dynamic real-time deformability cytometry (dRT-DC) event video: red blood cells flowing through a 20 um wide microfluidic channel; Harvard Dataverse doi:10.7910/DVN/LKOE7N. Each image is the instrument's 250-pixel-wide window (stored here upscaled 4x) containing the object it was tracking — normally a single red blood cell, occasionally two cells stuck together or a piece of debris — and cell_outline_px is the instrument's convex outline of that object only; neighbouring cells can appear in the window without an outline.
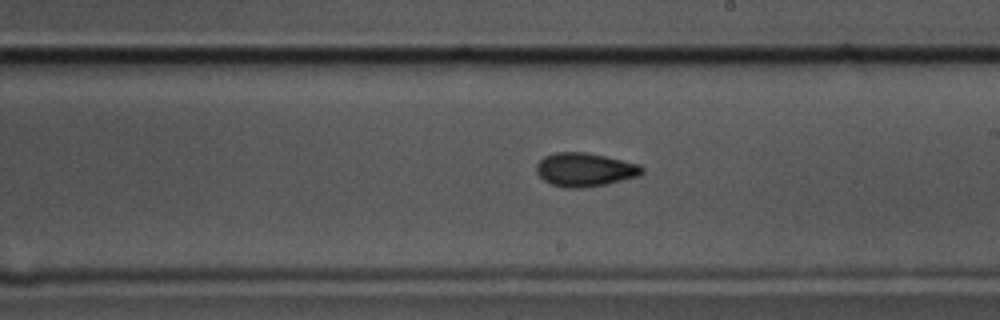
{"species": "common noctule bat (a hibernating species)", "species_latin": "Nyctalus noctula", "temperature_condition": "cold", "stored_images_in_passage": 44, "camera_frame_rate_fps": 3000, "um_per_image_px": 0.085, "animal": {"sex": "male", "body_mass_g": 17.5, "forearm_length_mm": 52.3}, "frame": {"image": 1, "passage_image": 20, "time_ms": 6.333, "image_size_px": [1000, 320], "cell_outline_px": [[644, 172], [640, 176], [604, 184], [584, 188], [564, 188], [552, 184], [544, 180], [536, 172], [536, 164], [544, 156], [556, 152], [588, 152], [640, 164], [644, 168]], "centroid_in_image_um": [49.72, 14.41], "position_along_channel_um": 239.3, "area_um2": 20.81}}
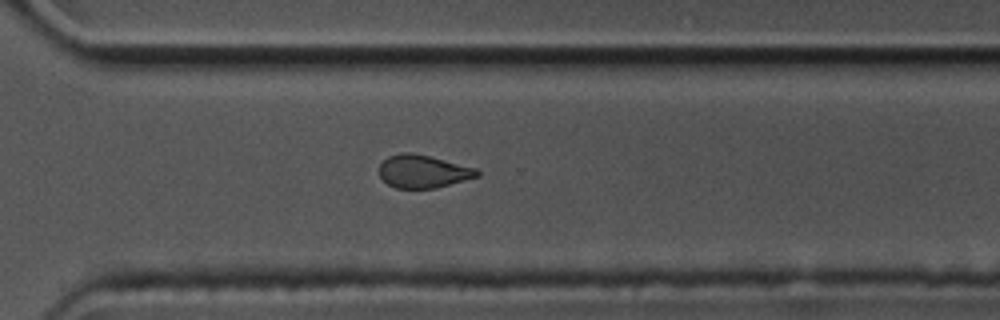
{"frame": {"image": 2, "passage_image": 28, "time_ms": 9.0, "image_size_px": [1000, 320], "cell_outline_px": [[480, 176], [436, 188], [396, 188], [388, 184], [380, 176], [380, 164], [388, 156], [404, 152], [412, 152], [476, 168], [480, 172]], "centroid_in_image_um": [35.97, 14.57], "position_along_channel_um": 334.6, "area_um2": 18.61}}
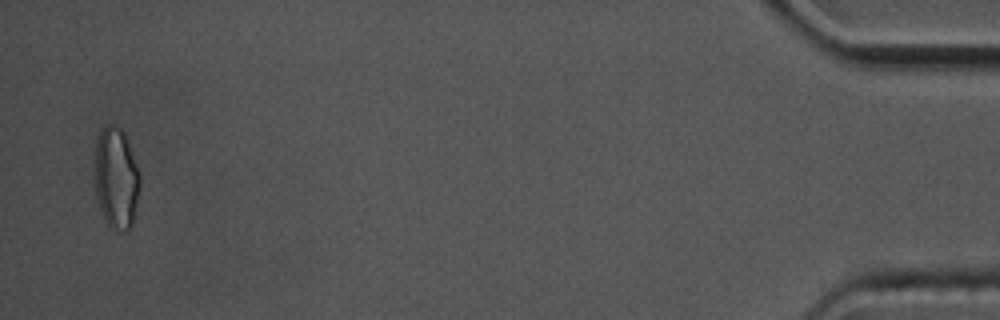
{"frame": {"image": 3, "passage_image": 43, "time_ms": 14.0, "image_size_px": [1000, 320], "cell_outline_px": [[140, 184], [132, 224], [128, 228], [112, 228], [108, 224], [100, 208], [96, 192], [96, 140], [100, 132], [108, 124], [112, 124], [120, 128], [124, 132], [140, 172]], "centroid_in_image_um": [9.89, 15.08], "position_along_channel_um": 425.3, "area_um2": 25.95}, "authors_computed_cell_mechanics": {"area_um2": 20.3745, "velocity_mm_per_s": 3.5775, "shape_relaxation_time_tau1_ms": 5.6865, "shape_relaxation_time_tau2_ms": 5.2064, "deformation_change_tau1": 0.1295, "deformation_change_tau2": 0.1051}}